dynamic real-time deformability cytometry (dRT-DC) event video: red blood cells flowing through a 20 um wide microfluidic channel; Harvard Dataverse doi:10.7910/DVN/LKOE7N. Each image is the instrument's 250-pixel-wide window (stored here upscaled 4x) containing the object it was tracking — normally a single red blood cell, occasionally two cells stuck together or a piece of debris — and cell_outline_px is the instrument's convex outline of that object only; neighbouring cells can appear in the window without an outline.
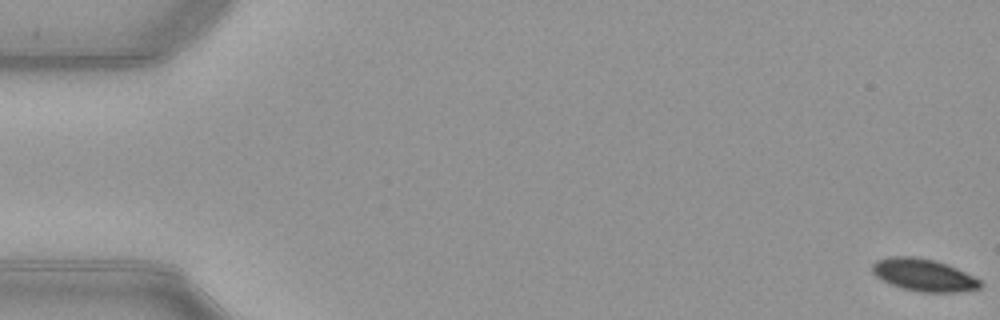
{"species": "common noctule bat (a hibernating species)", "species_latin": "Nyctalus noctula", "temperature_condition": "warm", "stored_images_in_passage": 53, "camera_frame_rate_fps": 3000, "um_per_image_px": 0.085, "animal": {"sex": "female", "body_mass_g": 21.9}, "frame": {"image": 1, "passage_image": 1, "time_ms": 0.0, "image_size_px": [1000, 320], "cell_outline_px": [[980, 288], [960, 292], [920, 292], [900, 288], [880, 280], [872, 272], [872, 264], [876, 260], [892, 256], [912, 256], [936, 260], [948, 264], [980, 280]], "centroid_in_image_um": [78.47, 23.37], "position_along_channel_um": 6.5, "area_um2": 20.46}}
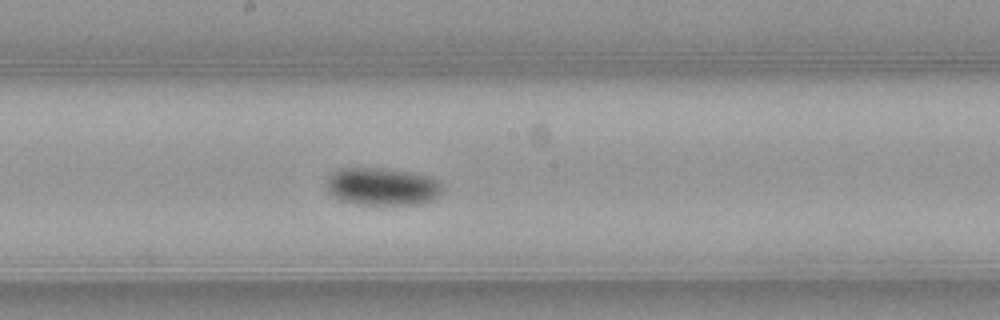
{"frame": {"image": 2, "passage_image": 29, "time_ms": 9.333, "image_size_px": [1000, 320], "cell_outline_px": [[444, 192], [440, 196], [432, 200], [420, 204], [356, 204], [340, 200], [332, 196], [328, 192], [324, 184], [324, 180], [332, 172], [340, 168], [392, 168], [428, 176], [436, 180], [444, 188]], "centroid_in_image_um": [32.46, 15.85], "position_along_channel_um": 215.7, "area_um2": 25.95}}
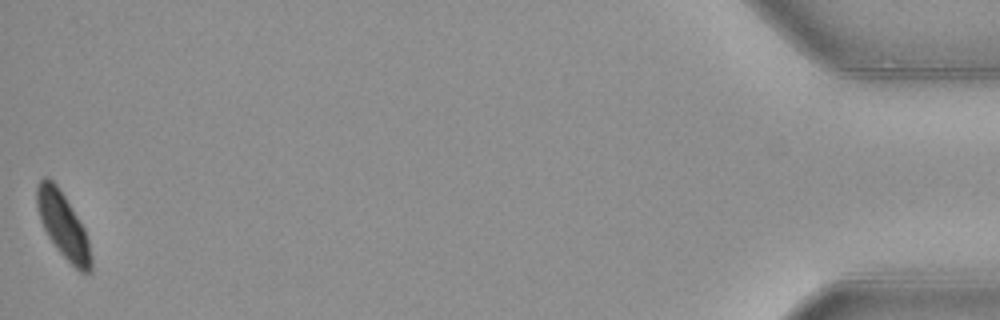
{"frame": {"image": 3, "passage_image": 53, "time_ms": 17.333, "image_size_px": [1000, 320], "cell_outline_px": [[92, 272], [80, 272], [56, 248], [48, 236], [40, 220], [36, 204], [36, 188], [40, 180], [44, 176], [48, 176], [56, 184], [64, 196], [84, 228], [88, 240], [92, 256]], "centroid_in_image_um": [5.36, 19.15], "position_along_channel_um": 429.8, "area_um2": 20.46}, "authors_computed_cell_mechanics": {"area_um2": 22.253, "velocity_mm_per_s": 3.9453, "shape_relaxation_time_tau1_ms": 3.791, "shape_relaxation_time_tau2_ms": null, "deformation_change_tau1": 0.135, "deformation_change_tau2": null}}